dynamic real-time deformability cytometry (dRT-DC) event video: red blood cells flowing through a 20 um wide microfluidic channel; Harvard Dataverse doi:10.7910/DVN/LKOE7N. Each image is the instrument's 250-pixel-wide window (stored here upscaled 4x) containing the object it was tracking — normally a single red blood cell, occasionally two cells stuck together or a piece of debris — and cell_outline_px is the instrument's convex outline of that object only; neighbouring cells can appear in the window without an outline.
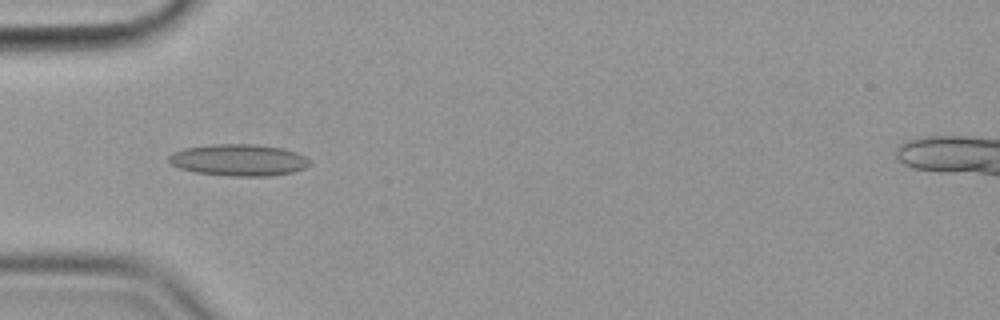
{"species": "common noctule bat (a hibernating species)", "species_latin": "Nyctalus noctula", "temperature_condition": "cold", "stored_images_in_passage": 39, "camera_frame_rate_fps": 3000, "um_per_image_px": 0.085, "animal": {"sex": "female", "body_mass_g": 19.9}, "frame": {"image": 1, "passage_image": 1, "time_ms": 0.0, "image_size_px": [1000, 320], "cell_outline_px": [[312, 164], [304, 168], [292, 172], [272, 176], [232, 176], [196, 172], [180, 168], [172, 164], [168, 160], [168, 156], [172, 152], [184, 148], [212, 144], [256, 144], [284, 148], [296, 152], [312, 160]], "centroid_in_image_um": [20.33, 13.59], "position_along_channel_um": 64.7, "area_um2": 26.18}}
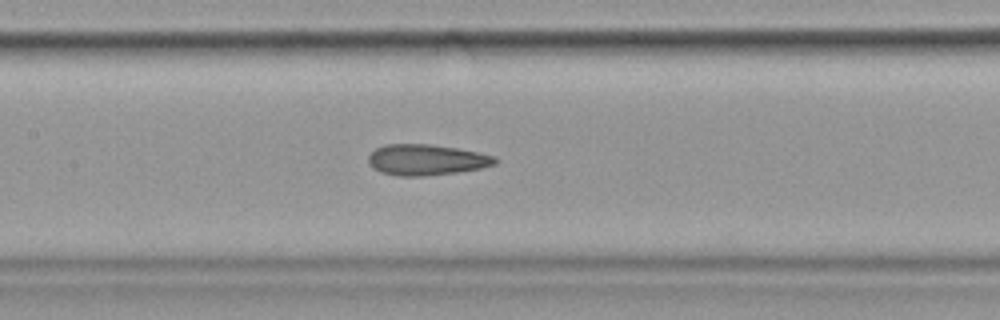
{"frame": {"image": 2, "passage_image": 10, "time_ms": 3.0, "image_size_px": [1000, 320], "cell_outline_px": [[500, 160], [496, 164], [480, 168], [456, 172], [424, 176], [396, 176], [380, 172], [372, 168], [368, 164], [368, 156], [376, 148], [384, 144], [428, 144], [456, 148], [496, 156]], "centroid_in_image_um": [36.22, 13.59], "position_along_channel_um": 171.2, "area_um2": 22.89}}
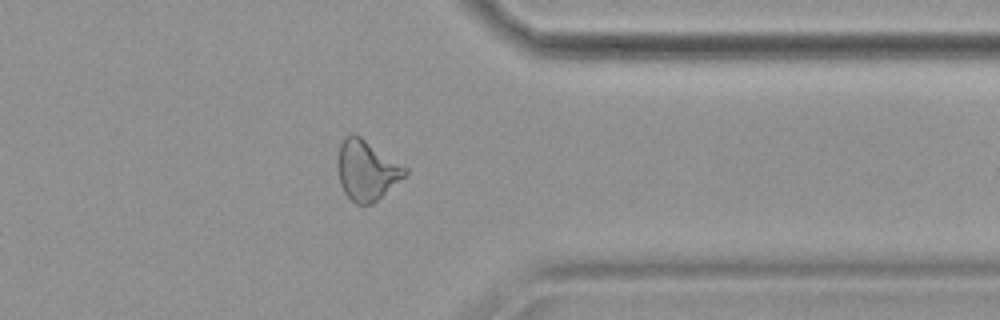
{"frame": {"image": 3, "passage_image": 28, "time_ms": 9.0, "image_size_px": [1000, 320], "cell_outline_px": [[408, 172], [404, 176], [372, 204], [356, 204], [344, 192], [340, 184], [340, 144], [344, 136], [352, 132], [360, 136], [408, 168]], "centroid_in_image_um": [31.18, 14.45], "position_along_channel_um": 380.2, "area_um2": 22.89}, "authors_computed_cell_mechanics": {"area_um2": 22.8888, "velocity_mm_per_s": 3.5938, "shape_relaxation_time_tau1_ms": null, "shape_relaxation_time_tau2_ms": 2.4853, "deformation_change_tau1": null, "deformation_change_tau2": 0.1233}}